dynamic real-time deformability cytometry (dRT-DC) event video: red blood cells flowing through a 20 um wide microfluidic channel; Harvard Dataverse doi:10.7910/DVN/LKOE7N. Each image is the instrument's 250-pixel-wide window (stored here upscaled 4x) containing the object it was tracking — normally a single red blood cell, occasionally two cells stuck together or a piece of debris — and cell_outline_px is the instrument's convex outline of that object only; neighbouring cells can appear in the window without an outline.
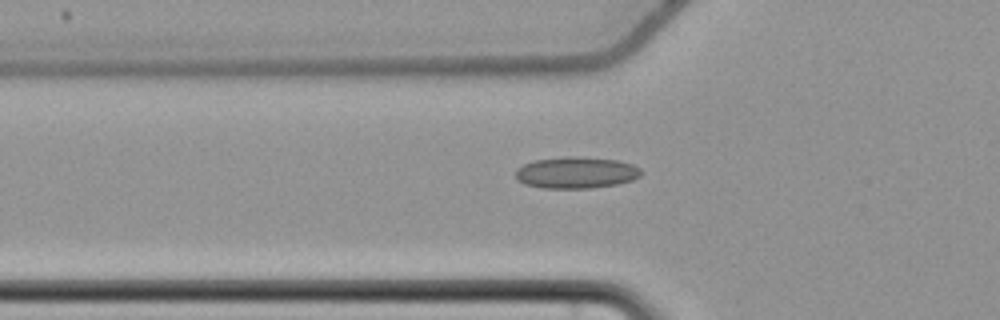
{"species": "common noctule bat (a hibernating species)", "species_latin": "Nyctalus noctula", "temperature_condition": "cold", "stored_images_in_passage": 32, "camera_frame_rate_fps": 3000, "um_per_image_px": 0.085, "animal": {"sex": "female", "body_mass_g": 22.7, "forearm_length_mm": 54.2}, "frame": {"image": 1, "passage_image": 3, "time_ms": 0.667, "image_size_px": [1000, 320], "cell_outline_px": [[640, 176], [632, 180], [616, 184], [592, 188], [544, 188], [524, 184], [516, 180], [516, 168], [532, 160], [568, 156], [580, 156], [616, 160], [632, 164], [640, 168]], "centroid_in_image_um": [48.93, 14.66], "position_along_channel_um": 76.9, "area_um2": 23.18}}
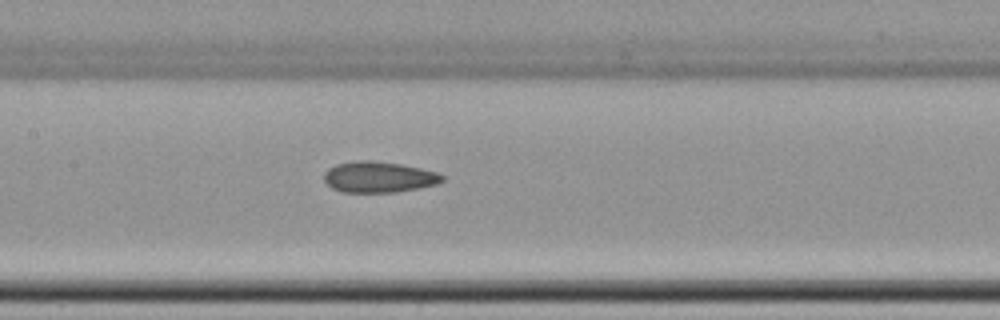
{"frame": {"image": 2, "passage_image": 11, "time_ms": 3.333, "image_size_px": [1000, 320], "cell_outline_px": [[444, 180], [436, 184], [396, 192], [344, 192], [332, 188], [324, 180], [324, 172], [328, 168], [336, 164], [356, 160], [372, 160], [400, 164], [420, 168], [436, 172], [444, 176]], "centroid_in_image_um": [32.16, 15.04], "position_along_channel_um": 175.2, "area_um2": 21.21}}
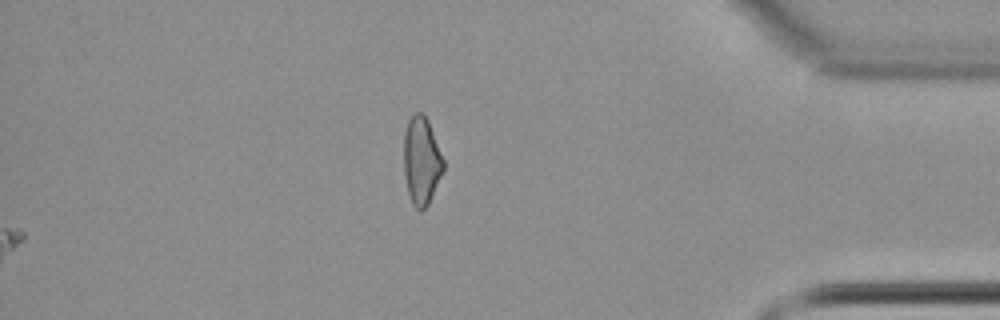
{"frame": {"image": 3, "passage_image": 32, "time_ms": 10.333, "image_size_px": [1000, 320], "cell_outline_px": [[444, 168], [428, 204], [420, 212], [412, 204], [408, 192], [404, 172], [404, 132], [408, 120], [416, 112], [420, 112], [428, 120], [444, 160]], "centroid_in_image_um": [35.82, 13.66], "position_along_channel_um": 399.4, "area_um2": 20.06}, "authors_computed_cell_mechanics": {"area_um2": 20.9236, "velocity_mm_per_s": 3.6836, "shape_relaxation_time_tau1_ms": null, "shape_relaxation_time_tau2_ms": 4.1432, "deformation_change_tau1": null, "deformation_change_tau2": 0.1157}}